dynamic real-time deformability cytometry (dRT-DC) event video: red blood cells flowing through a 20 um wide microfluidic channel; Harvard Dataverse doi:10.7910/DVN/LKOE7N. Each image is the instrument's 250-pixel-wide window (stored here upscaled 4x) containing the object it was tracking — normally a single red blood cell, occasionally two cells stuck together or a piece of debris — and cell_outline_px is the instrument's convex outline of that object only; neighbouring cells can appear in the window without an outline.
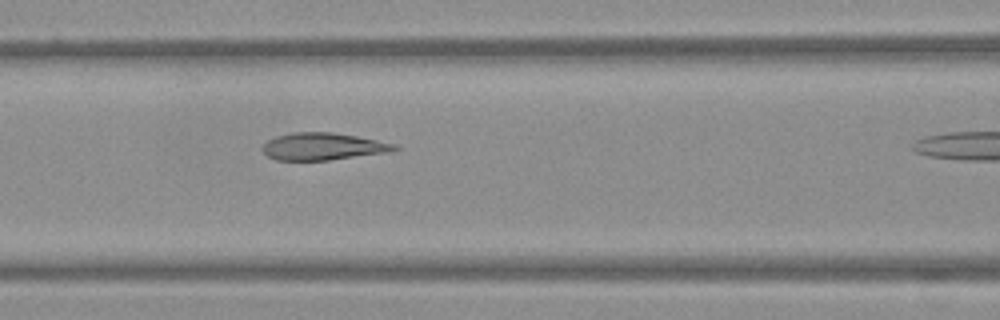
{"species": "Egyptian fruit bat (a non-hibernating species)", "species_latin": "Rousettus aegyptiacus", "temperature_condition": "warm", "stored_images_in_passage": 10, "camera_frame_rate_fps": 3000, "um_per_image_px": 0.085, "frame": {"image": 1, "passage_image": 9, "time_ms": 2.667, "image_size_px": [1000, 320], "cell_outline_px": [[400, 148], [388, 152], [328, 160], [276, 160], [268, 156], [260, 148], [268, 140], [276, 136], [292, 132], [332, 132], [356, 136], [396, 144]], "centroid_in_image_um": [27.42, 12.44], "position_along_channel_um": 139.2, "area_um2": 20.81}}